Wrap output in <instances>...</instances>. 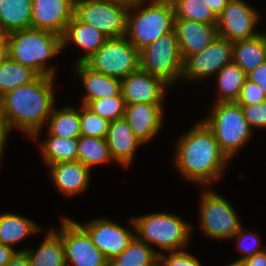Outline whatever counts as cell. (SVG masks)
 Here are the masks:
<instances>
[{
	"instance_id": "cell-16",
	"label": "cell",
	"mask_w": 266,
	"mask_h": 266,
	"mask_svg": "<svg viewBox=\"0 0 266 266\" xmlns=\"http://www.w3.org/2000/svg\"><path fill=\"white\" fill-rule=\"evenodd\" d=\"M75 0H32L31 27L62 36L74 16Z\"/></svg>"
},
{
	"instance_id": "cell-36",
	"label": "cell",
	"mask_w": 266,
	"mask_h": 266,
	"mask_svg": "<svg viewBox=\"0 0 266 266\" xmlns=\"http://www.w3.org/2000/svg\"><path fill=\"white\" fill-rule=\"evenodd\" d=\"M249 236L252 238L253 242L250 240ZM232 238L237 239V241H236L237 242L236 244H238L237 247H239V251L242 254H244L243 257L236 260L238 262H241L242 260H245L246 258H249L256 253L264 251L260 247V241H259V238L257 237V235L251 233L250 231L249 232H247L246 230L244 231L242 226ZM245 239L250 240L251 242L247 241L248 244H246V242L244 241Z\"/></svg>"
},
{
	"instance_id": "cell-1",
	"label": "cell",
	"mask_w": 266,
	"mask_h": 266,
	"mask_svg": "<svg viewBox=\"0 0 266 266\" xmlns=\"http://www.w3.org/2000/svg\"><path fill=\"white\" fill-rule=\"evenodd\" d=\"M54 77L38 76L0 97V116L11 132L20 131L37 140L55 103Z\"/></svg>"
},
{
	"instance_id": "cell-25",
	"label": "cell",
	"mask_w": 266,
	"mask_h": 266,
	"mask_svg": "<svg viewBox=\"0 0 266 266\" xmlns=\"http://www.w3.org/2000/svg\"><path fill=\"white\" fill-rule=\"evenodd\" d=\"M28 254L31 266H66L61 237L54 229L49 230L39 248L22 249Z\"/></svg>"
},
{
	"instance_id": "cell-46",
	"label": "cell",
	"mask_w": 266,
	"mask_h": 266,
	"mask_svg": "<svg viewBox=\"0 0 266 266\" xmlns=\"http://www.w3.org/2000/svg\"><path fill=\"white\" fill-rule=\"evenodd\" d=\"M7 56V45L4 35H0V65Z\"/></svg>"
},
{
	"instance_id": "cell-6",
	"label": "cell",
	"mask_w": 266,
	"mask_h": 266,
	"mask_svg": "<svg viewBox=\"0 0 266 266\" xmlns=\"http://www.w3.org/2000/svg\"><path fill=\"white\" fill-rule=\"evenodd\" d=\"M205 124L213 131L221 151L229 160L245 145L252 135V128L237 102H215Z\"/></svg>"
},
{
	"instance_id": "cell-17",
	"label": "cell",
	"mask_w": 266,
	"mask_h": 266,
	"mask_svg": "<svg viewBox=\"0 0 266 266\" xmlns=\"http://www.w3.org/2000/svg\"><path fill=\"white\" fill-rule=\"evenodd\" d=\"M163 108V105L150 103L126 104L124 119L143 144L160 132L163 126Z\"/></svg>"
},
{
	"instance_id": "cell-24",
	"label": "cell",
	"mask_w": 266,
	"mask_h": 266,
	"mask_svg": "<svg viewBox=\"0 0 266 266\" xmlns=\"http://www.w3.org/2000/svg\"><path fill=\"white\" fill-rule=\"evenodd\" d=\"M32 0L0 1V35L31 27Z\"/></svg>"
},
{
	"instance_id": "cell-12",
	"label": "cell",
	"mask_w": 266,
	"mask_h": 266,
	"mask_svg": "<svg viewBox=\"0 0 266 266\" xmlns=\"http://www.w3.org/2000/svg\"><path fill=\"white\" fill-rule=\"evenodd\" d=\"M233 62V42L217 35L201 52L189 56L183 63L182 79L199 80L217 74ZM211 75V76H210Z\"/></svg>"
},
{
	"instance_id": "cell-43",
	"label": "cell",
	"mask_w": 266,
	"mask_h": 266,
	"mask_svg": "<svg viewBox=\"0 0 266 266\" xmlns=\"http://www.w3.org/2000/svg\"><path fill=\"white\" fill-rule=\"evenodd\" d=\"M230 0H203L204 4L218 17Z\"/></svg>"
},
{
	"instance_id": "cell-41",
	"label": "cell",
	"mask_w": 266,
	"mask_h": 266,
	"mask_svg": "<svg viewBox=\"0 0 266 266\" xmlns=\"http://www.w3.org/2000/svg\"><path fill=\"white\" fill-rule=\"evenodd\" d=\"M243 266H266V249L241 261Z\"/></svg>"
},
{
	"instance_id": "cell-22",
	"label": "cell",
	"mask_w": 266,
	"mask_h": 266,
	"mask_svg": "<svg viewBox=\"0 0 266 266\" xmlns=\"http://www.w3.org/2000/svg\"><path fill=\"white\" fill-rule=\"evenodd\" d=\"M75 69L86 89L83 97V105L91 100L105 99L118 96L121 93V80L98 73L83 62L75 63Z\"/></svg>"
},
{
	"instance_id": "cell-3",
	"label": "cell",
	"mask_w": 266,
	"mask_h": 266,
	"mask_svg": "<svg viewBox=\"0 0 266 266\" xmlns=\"http://www.w3.org/2000/svg\"><path fill=\"white\" fill-rule=\"evenodd\" d=\"M4 38L10 59L32 68L40 76L55 77L54 68L46 66V62L61 52V36L30 27L9 32Z\"/></svg>"
},
{
	"instance_id": "cell-11",
	"label": "cell",
	"mask_w": 266,
	"mask_h": 266,
	"mask_svg": "<svg viewBox=\"0 0 266 266\" xmlns=\"http://www.w3.org/2000/svg\"><path fill=\"white\" fill-rule=\"evenodd\" d=\"M60 228L57 233L61 237L66 266H108L109 261L78 222L63 218Z\"/></svg>"
},
{
	"instance_id": "cell-34",
	"label": "cell",
	"mask_w": 266,
	"mask_h": 266,
	"mask_svg": "<svg viewBox=\"0 0 266 266\" xmlns=\"http://www.w3.org/2000/svg\"><path fill=\"white\" fill-rule=\"evenodd\" d=\"M86 106L100 117L112 122L124 118L126 104L121 92L112 98L91 100Z\"/></svg>"
},
{
	"instance_id": "cell-48",
	"label": "cell",
	"mask_w": 266,
	"mask_h": 266,
	"mask_svg": "<svg viewBox=\"0 0 266 266\" xmlns=\"http://www.w3.org/2000/svg\"><path fill=\"white\" fill-rule=\"evenodd\" d=\"M225 266H243V265L241 264V262L235 261Z\"/></svg>"
},
{
	"instance_id": "cell-21",
	"label": "cell",
	"mask_w": 266,
	"mask_h": 266,
	"mask_svg": "<svg viewBox=\"0 0 266 266\" xmlns=\"http://www.w3.org/2000/svg\"><path fill=\"white\" fill-rule=\"evenodd\" d=\"M108 37L95 27L78 20L73 16L72 20L66 26L61 36L62 50L72 41L76 46L84 51L85 55L80 57L76 63L87 60L92 54L97 52Z\"/></svg>"
},
{
	"instance_id": "cell-23",
	"label": "cell",
	"mask_w": 266,
	"mask_h": 266,
	"mask_svg": "<svg viewBox=\"0 0 266 266\" xmlns=\"http://www.w3.org/2000/svg\"><path fill=\"white\" fill-rule=\"evenodd\" d=\"M266 61V33L233 42V62L246 74Z\"/></svg>"
},
{
	"instance_id": "cell-5",
	"label": "cell",
	"mask_w": 266,
	"mask_h": 266,
	"mask_svg": "<svg viewBox=\"0 0 266 266\" xmlns=\"http://www.w3.org/2000/svg\"><path fill=\"white\" fill-rule=\"evenodd\" d=\"M130 221L139 240L151 247V244H156L168 252L185 249L191 238L193 226L176 214L151 213L133 217Z\"/></svg>"
},
{
	"instance_id": "cell-31",
	"label": "cell",
	"mask_w": 266,
	"mask_h": 266,
	"mask_svg": "<svg viewBox=\"0 0 266 266\" xmlns=\"http://www.w3.org/2000/svg\"><path fill=\"white\" fill-rule=\"evenodd\" d=\"M49 123L48 133L50 135L75 138L81 135L80 110L64 107L62 110L54 109L47 119Z\"/></svg>"
},
{
	"instance_id": "cell-38",
	"label": "cell",
	"mask_w": 266,
	"mask_h": 266,
	"mask_svg": "<svg viewBox=\"0 0 266 266\" xmlns=\"http://www.w3.org/2000/svg\"><path fill=\"white\" fill-rule=\"evenodd\" d=\"M169 256L165 253L159 254V264L161 266H202L196 257L187 253L186 250L172 251Z\"/></svg>"
},
{
	"instance_id": "cell-40",
	"label": "cell",
	"mask_w": 266,
	"mask_h": 266,
	"mask_svg": "<svg viewBox=\"0 0 266 266\" xmlns=\"http://www.w3.org/2000/svg\"><path fill=\"white\" fill-rule=\"evenodd\" d=\"M247 79L258 84L266 94V61L248 73Z\"/></svg>"
},
{
	"instance_id": "cell-8",
	"label": "cell",
	"mask_w": 266,
	"mask_h": 266,
	"mask_svg": "<svg viewBox=\"0 0 266 266\" xmlns=\"http://www.w3.org/2000/svg\"><path fill=\"white\" fill-rule=\"evenodd\" d=\"M83 63L98 73L122 80L140 69V51L126 37L108 38Z\"/></svg>"
},
{
	"instance_id": "cell-32",
	"label": "cell",
	"mask_w": 266,
	"mask_h": 266,
	"mask_svg": "<svg viewBox=\"0 0 266 266\" xmlns=\"http://www.w3.org/2000/svg\"><path fill=\"white\" fill-rule=\"evenodd\" d=\"M77 161L82 162L91 170L94 165L108 163L114 159L106 139L80 135L78 137Z\"/></svg>"
},
{
	"instance_id": "cell-9",
	"label": "cell",
	"mask_w": 266,
	"mask_h": 266,
	"mask_svg": "<svg viewBox=\"0 0 266 266\" xmlns=\"http://www.w3.org/2000/svg\"><path fill=\"white\" fill-rule=\"evenodd\" d=\"M179 42L175 31L161 36L140 51V69L171 85L183 73Z\"/></svg>"
},
{
	"instance_id": "cell-19",
	"label": "cell",
	"mask_w": 266,
	"mask_h": 266,
	"mask_svg": "<svg viewBox=\"0 0 266 266\" xmlns=\"http://www.w3.org/2000/svg\"><path fill=\"white\" fill-rule=\"evenodd\" d=\"M105 139L114 161L125 167L132 163L136 149L143 144L124 118L110 122Z\"/></svg>"
},
{
	"instance_id": "cell-33",
	"label": "cell",
	"mask_w": 266,
	"mask_h": 266,
	"mask_svg": "<svg viewBox=\"0 0 266 266\" xmlns=\"http://www.w3.org/2000/svg\"><path fill=\"white\" fill-rule=\"evenodd\" d=\"M175 19H189L204 24H217L218 17L203 0H171Z\"/></svg>"
},
{
	"instance_id": "cell-14",
	"label": "cell",
	"mask_w": 266,
	"mask_h": 266,
	"mask_svg": "<svg viewBox=\"0 0 266 266\" xmlns=\"http://www.w3.org/2000/svg\"><path fill=\"white\" fill-rule=\"evenodd\" d=\"M80 225L87 231L93 244L108 261L121 254L135 237L129 229L105 218L94 219Z\"/></svg>"
},
{
	"instance_id": "cell-13",
	"label": "cell",
	"mask_w": 266,
	"mask_h": 266,
	"mask_svg": "<svg viewBox=\"0 0 266 266\" xmlns=\"http://www.w3.org/2000/svg\"><path fill=\"white\" fill-rule=\"evenodd\" d=\"M258 19V12L244 0H230L218 16V35L230 42L251 39L262 33L254 30Z\"/></svg>"
},
{
	"instance_id": "cell-42",
	"label": "cell",
	"mask_w": 266,
	"mask_h": 266,
	"mask_svg": "<svg viewBox=\"0 0 266 266\" xmlns=\"http://www.w3.org/2000/svg\"><path fill=\"white\" fill-rule=\"evenodd\" d=\"M5 266H31V263L25 251H18Z\"/></svg>"
},
{
	"instance_id": "cell-45",
	"label": "cell",
	"mask_w": 266,
	"mask_h": 266,
	"mask_svg": "<svg viewBox=\"0 0 266 266\" xmlns=\"http://www.w3.org/2000/svg\"><path fill=\"white\" fill-rule=\"evenodd\" d=\"M9 133L11 132L6 127L4 120L0 116V160L2 157L3 150L5 148Z\"/></svg>"
},
{
	"instance_id": "cell-26",
	"label": "cell",
	"mask_w": 266,
	"mask_h": 266,
	"mask_svg": "<svg viewBox=\"0 0 266 266\" xmlns=\"http://www.w3.org/2000/svg\"><path fill=\"white\" fill-rule=\"evenodd\" d=\"M42 229L32 220L15 213L0 214V243L10 246Z\"/></svg>"
},
{
	"instance_id": "cell-44",
	"label": "cell",
	"mask_w": 266,
	"mask_h": 266,
	"mask_svg": "<svg viewBox=\"0 0 266 266\" xmlns=\"http://www.w3.org/2000/svg\"><path fill=\"white\" fill-rule=\"evenodd\" d=\"M18 250L0 243V266H5Z\"/></svg>"
},
{
	"instance_id": "cell-39",
	"label": "cell",
	"mask_w": 266,
	"mask_h": 266,
	"mask_svg": "<svg viewBox=\"0 0 266 266\" xmlns=\"http://www.w3.org/2000/svg\"><path fill=\"white\" fill-rule=\"evenodd\" d=\"M266 100V94L261 87L246 79L242 87L239 99L236 101L240 105H253Z\"/></svg>"
},
{
	"instance_id": "cell-20",
	"label": "cell",
	"mask_w": 266,
	"mask_h": 266,
	"mask_svg": "<svg viewBox=\"0 0 266 266\" xmlns=\"http://www.w3.org/2000/svg\"><path fill=\"white\" fill-rule=\"evenodd\" d=\"M54 185L67 196H73L87 189L90 181V169L82 162H56L48 165Z\"/></svg>"
},
{
	"instance_id": "cell-7",
	"label": "cell",
	"mask_w": 266,
	"mask_h": 266,
	"mask_svg": "<svg viewBox=\"0 0 266 266\" xmlns=\"http://www.w3.org/2000/svg\"><path fill=\"white\" fill-rule=\"evenodd\" d=\"M129 4L118 0H75L74 16L108 38H122L127 32Z\"/></svg>"
},
{
	"instance_id": "cell-30",
	"label": "cell",
	"mask_w": 266,
	"mask_h": 266,
	"mask_svg": "<svg viewBox=\"0 0 266 266\" xmlns=\"http://www.w3.org/2000/svg\"><path fill=\"white\" fill-rule=\"evenodd\" d=\"M39 74L8 56L0 65V97L15 88L34 81Z\"/></svg>"
},
{
	"instance_id": "cell-29",
	"label": "cell",
	"mask_w": 266,
	"mask_h": 266,
	"mask_svg": "<svg viewBox=\"0 0 266 266\" xmlns=\"http://www.w3.org/2000/svg\"><path fill=\"white\" fill-rule=\"evenodd\" d=\"M216 77L220 93L215 102H236L247 79V74L232 62L223 66Z\"/></svg>"
},
{
	"instance_id": "cell-4",
	"label": "cell",
	"mask_w": 266,
	"mask_h": 266,
	"mask_svg": "<svg viewBox=\"0 0 266 266\" xmlns=\"http://www.w3.org/2000/svg\"><path fill=\"white\" fill-rule=\"evenodd\" d=\"M144 2L149 5L143 6ZM134 10L136 14H133ZM174 27L175 13L171 0H143L129 5L125 37L138 51L172 33Z\"/></svg>"
},
{
	"instance_id": "cell-10",
	"label": "cell",
	"mask_w": 266,
	"mask_h": 266,
	"mask_svg": "<svg viewBox=\"0 0 266 266\" xmlns=\"http://www.w3.org/2000/svg\"><path fill=\"white\" fill-rule=\"evenodd\" d=\"M200 226L212 239H231L241 228V221L234 207L213 191H205L200 197Z\"/></svg>"
},
{
	"instance_id": "cell-27",
	"label": "cell",
	"mask_w": 266,
	"mask_h": 266,
	"mask_svg": "<svg viewBox=\"0 0 266 266\" xmlns=\"http://www.w3.org/2000/svg\"><path fill=\"white\" fill-rule=\"evenodd\" d=\"M47 139L39 144L42 157L47 165L61 162L72 163L77 161L78 137L65 138L50 135L47 132Z\"/></svg>"
},
{
	"instance_id": "cell-37",
	"label": "cell",
	"mask_w": 266,
	"mask_h": 266,
	"mask_svg": "<svg viewBox=\"0 0 266 266\" xmlns=\"http://www.w3.org/2000/svg\"><path fill=\"white\" fill-rule=\"evenodd\" d=\"M241 109L249 126L266 128V100L253 105H241Z\"/></svg>"
},
{
	"instance_id": "cell-15",
	"label": "cell",
	"mask_w": 266,
	"mask_h": 266,
	"mask_svg": "<svg viewBox=\"0 0 266 266\" xmlns=\"http://www.w3.org/2000/svg\"><path fill=\"white\" fill-rule=\"evenodd\" d=\"M167 87H169V84L162 78L141 69L130 73L121 80V92L125 104L150 103L163 105Z\"/></svg>"
},
{
	"instance_id": "cell-47",
	"label": "cell",
	"mask_w": 266,
	"mask_h": 266,
	"mask_svg": "<svg viewBox=\"0 0 266 266\" xmlns=\"http://www.w3.org/2000/svg\"><path fill=\"white\" fill-rule=\"evenodd\" d=\"M118 1L125 2L129 5H132V4H136V3L143 1V0H118Z\"/></svg>"
},
{
	"instance_id": "cell-18",
	"label": "cell",
	"mask_w": 266,
	"mask_h": 266,
	"mask_svg": "<svg viewBox=\"0 0 266 266\" xmlns=\"http://www.w3.org/2000/svg\"><path fill=\"white\" fill-rule=\"evenodd\" d=\"M174 31L184 61L207 48L218 35L217 24H204L189 19H175Z\"/></svg>"
},
{
	"instance_id": "cell-35",
	"label": "cell",
	"mask_w": 266,
	"mask_h": 266,
	"mask_svg": "<svg viewBox=\"0 0 266 266\" xmlns=\"http://www.w3.org/2000/svg\"><path fill=\"white\" fill-rule=\"evenodd\" d=\"M81 105L79 108L81 135L105 139L110 122L94 113L86 105Z\"/></svg>"
},
{
	"instance_id": "cell-2",
	"label": "cell",
	"mask_w": 266,
	"mask_h": 266,
	"mask_svg": "<svg viewBox=\"0 0 266 266\" xmlns=\"http://www.w3.org/2000/svg\"><path fill=\"white\" fill-rule=\"evenodd\" d=\"M178 142L174 163L181 175L200 185L220 178L229 159L203 120L194 124Z\"/></svg>"
},
{
	"instance_id": "cell-28",
	"label": "cell",
	"mask_w": 266,
	"mask_h": 266,
	"mask_svg": "<svg viewBox=\"0 0 266 266\" xmlns=\"http://www.w3.org/2000/svg\"><path fill=\"white\" fill-rule=\"evenodd\" d=\"M160 253L135 236L121 254L109 261L108 266H157Z\"/></svg>"
}]
</instances>
